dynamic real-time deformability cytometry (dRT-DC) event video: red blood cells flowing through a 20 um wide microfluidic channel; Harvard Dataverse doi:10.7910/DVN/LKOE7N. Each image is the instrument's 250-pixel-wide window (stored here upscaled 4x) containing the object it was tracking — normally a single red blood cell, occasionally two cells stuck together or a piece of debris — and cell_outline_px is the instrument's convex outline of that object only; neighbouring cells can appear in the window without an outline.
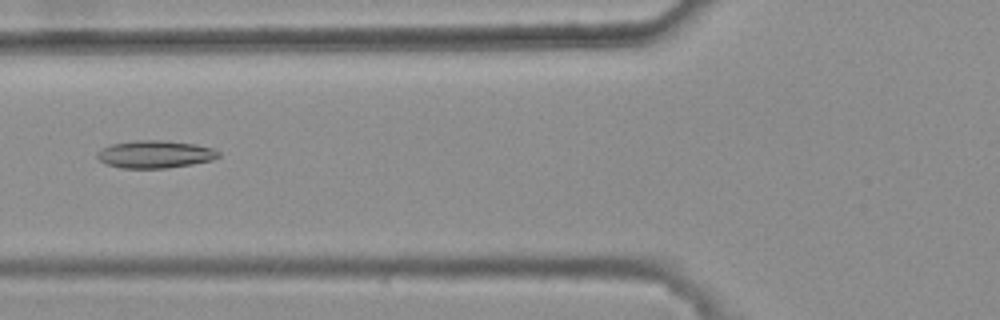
{"species": "common noctule bat (a hibernating species)", "species_latin": "Nyctalus noctula", "temperature_condition": "warm", "stored_images_in_passage": 48, "camera_frame_rate_fps": 3000, "um_per_image_px": 0.085, "animal": {"sex": "female", "body_mass_g": 25.1}, "frame": {"image": 1, "passage_image": 21, "time_ms": 6.667, "image_size_px": [1000, 320], "cell_outline_px": [[220, 156], [212, 160], [192, 164], [168, 168], [120, 168], [108, 164], [100, 160], [96, 156], [96, 152], [112, 144], [136, 140], [160, 140], [196, 144], [212, 148], [220, 152]], "centroid_in_image_um": [13.2, 13.11], "position_along_channel_um": 112.6, "area_um2": 19.42}}
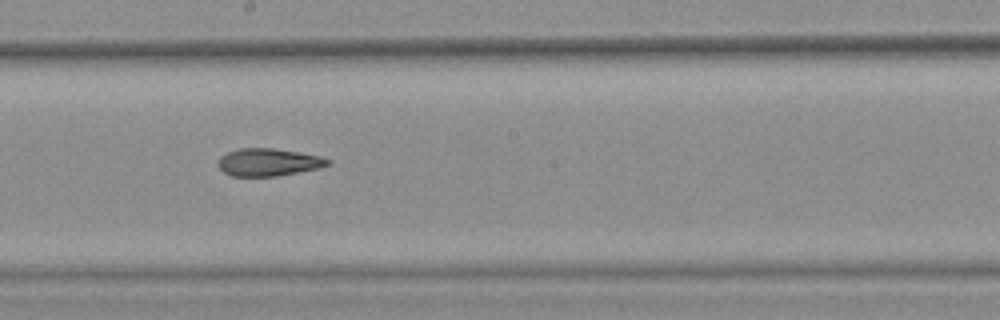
{"frame": {"image": 2, "passage_image": 30, "time_ms": 9.667, "image_size_px": [1000, 320], "cell_outline_px": [[332, 160], [328, 164], [320, 168], [276, 176], [232, 176], [224, 172], [216, 164], [220, 156], [228, 152], [240, 148], [272, 148], [300, 152], [320, 156]], "centroid_in_image_um": [22.8, 13.78], "position_along_channel_um": 225.4, "area_um2": 17.63}}
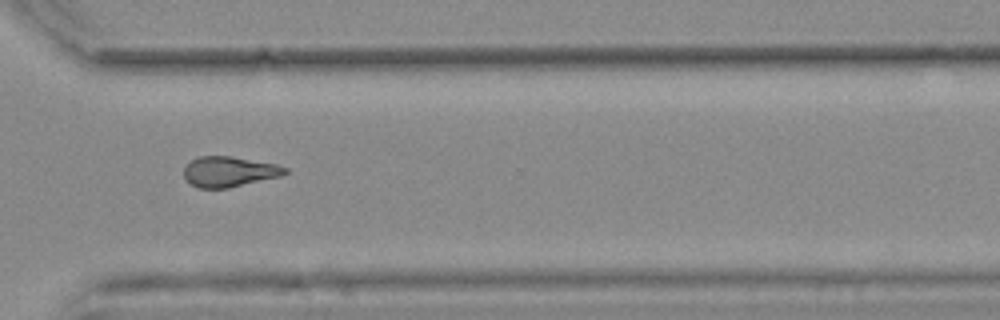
{"frame": {"image": 3, "passage_image": 40, "time_ms": 13.0, "image_size_px": [1000, 320], "cell_outline_px": [[288, 172], [280, 176], [228, 188], [200, 188], [192, 184], [184, 176], [184, 168], [192, 160], [200, 156], [232, 156], [276, 164], [288, 168]], "centroid_in_image_um": [19.5, 14.58], "position_along_channel_um": 351.1, "area_um2": 17.69}, "authors_computed_cell_mechanics": {"area_um2": 18.3515, "velocity_mm_per_s": 3.7625, "shape_relaxation_time_tau1_ms": null, "shape_relaxation_time_tau2_ms": 4.7203, "deformation_change_tau1": null, "deformation_change_tau2": 0.1369}}